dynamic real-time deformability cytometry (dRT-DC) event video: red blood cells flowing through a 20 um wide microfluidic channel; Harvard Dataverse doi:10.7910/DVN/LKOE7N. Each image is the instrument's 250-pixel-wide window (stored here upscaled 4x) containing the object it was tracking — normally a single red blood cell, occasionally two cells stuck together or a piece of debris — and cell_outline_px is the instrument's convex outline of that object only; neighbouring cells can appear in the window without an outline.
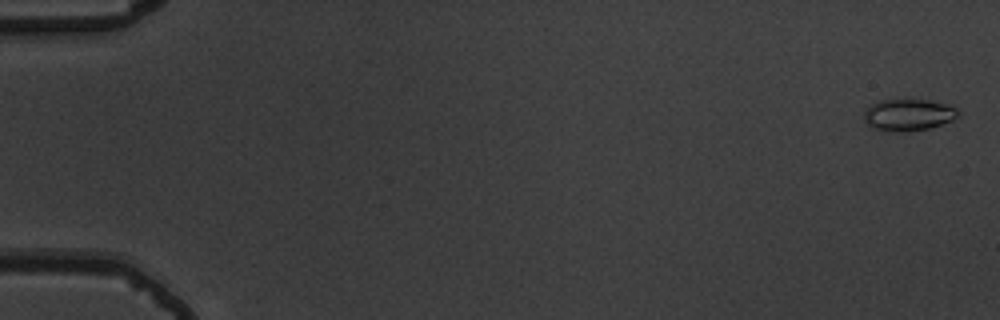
{"species": "common noctule bat (a hibernating species)", "species_latin": "Nyctalus noctula", "temperature_condition": "warm", "stored_images_in_passage": 54, "camera_frame_rate_fps": 3000, "um_per_image_px": 0.085, "animal": {"sex": "male", "body_mass_g": 19.5, "forearm_length_mm": 54.6}, "frame": {"image": 1, "passage_image": 2, "time_ms": 0.333, "image_size_px": [1000, 320], "cell_outline_px": [[960, 116], [952, 120], [928, 128], [908, 132], [892, 132], [872, 128], [864, 120], [864, 112], [872, 104], [880, 100], [928, 100], [956, 104], [960, 112]], "centroid_in_image_um": [77.28, 9.76], "position_along_channel_um": 7.7, "area_um2": 17.74}}
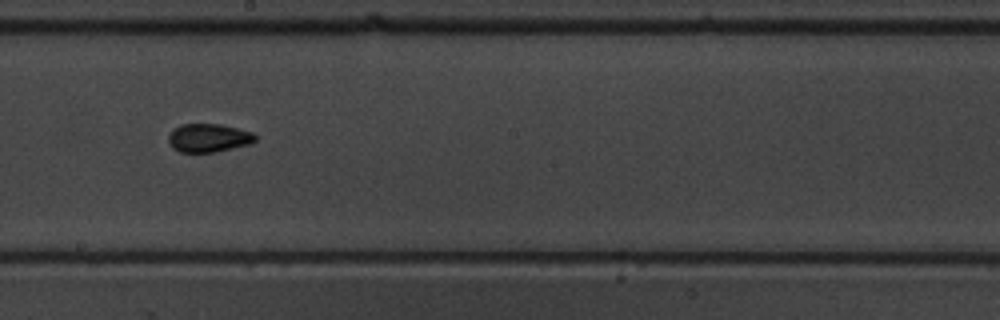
{"frame": {"image": 2, "passage_image": 32, "time_ms": 10.333, "image_size_px": [1000, 320], "cell_outline_px": [[256, 140], [252, 144], [216, 152], [180, 152], [172, 148], [168, 140], [168, 136], [180, 124], [220, 124], [252, 132], [256, 136]], "centroid_in_image_um": [17.75, 11.73], "position_along_channel_um": 230.4, "area_um2": 14.39}}
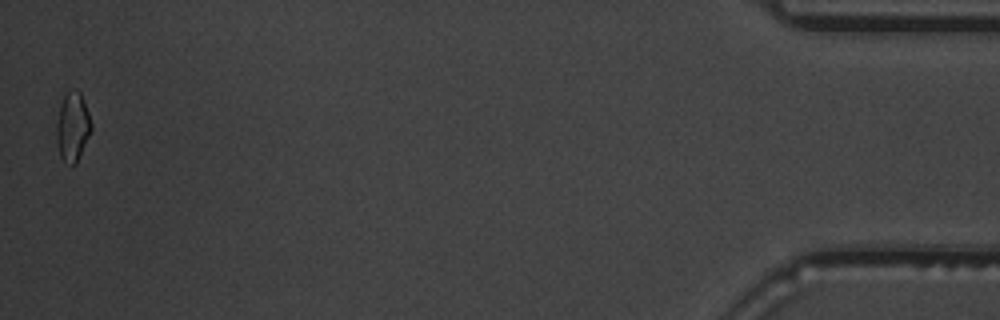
{"frame": {"image": 3, "passage_image": 54, "time_ms": 17.667, "image_size_px": [1000, 320], "cell_outline_px": [[92, 128], [76, 164], [64, 164], [60, 156], [56, 144], [56, 124], [60, 104], [64, 96], [72, 88], [80, 92], [88, 112], [92, 124]], "centroid_in_image_um": [6.15, 10.8], "position_along_channel_um": 429.1, "area_um2": 14.05}, "authors_computed_cell_mechanics": {"area_um2": 14.3344, "velocity_mm_per_s": 3.8768, "shape_relaxation_time_tau1_ms": 6.0791, "shape_relaxation_time_tau2_ms": 1.1482, "deformation_change_tau1": 0.1353, "deformation_change_tau2": 0.0755}}